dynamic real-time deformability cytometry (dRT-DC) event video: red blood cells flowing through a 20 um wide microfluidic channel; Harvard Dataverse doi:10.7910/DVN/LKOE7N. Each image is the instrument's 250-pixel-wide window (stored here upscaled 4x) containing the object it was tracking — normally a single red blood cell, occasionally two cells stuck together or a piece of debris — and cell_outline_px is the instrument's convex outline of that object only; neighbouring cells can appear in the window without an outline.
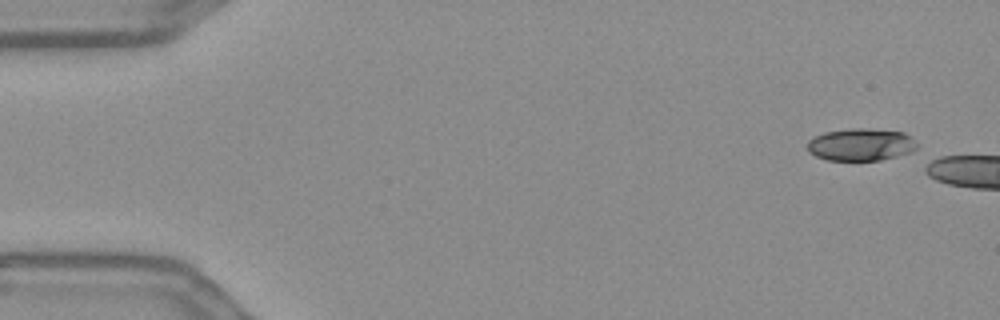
{"species": "Egyptian fruit bat (a non-hibernating species)", "species_latin": "Rousettus aegyptiacus", "temperature_condition": "warm", "stored_images_in_passage": 4, "camera_frame_rate_fps": 3000, "um_per_image_px": 0.085, "frame": {"image": 1, "passage_image": 1, "time_ms": 0.0, "image_size_px": [1000, 320], "cell_outline_px": [[920, 144], [912, 152], [880, 160], [828, 160], [816, 156], [808, 152], [808, 140], [812, 136], [824, 132], [852, 128], [868, 128], [904, 132]], "centroid_in_image_um": [73.18, 12.28], "position_along_channel_um": 11.8, "area_um2": 20.87}}